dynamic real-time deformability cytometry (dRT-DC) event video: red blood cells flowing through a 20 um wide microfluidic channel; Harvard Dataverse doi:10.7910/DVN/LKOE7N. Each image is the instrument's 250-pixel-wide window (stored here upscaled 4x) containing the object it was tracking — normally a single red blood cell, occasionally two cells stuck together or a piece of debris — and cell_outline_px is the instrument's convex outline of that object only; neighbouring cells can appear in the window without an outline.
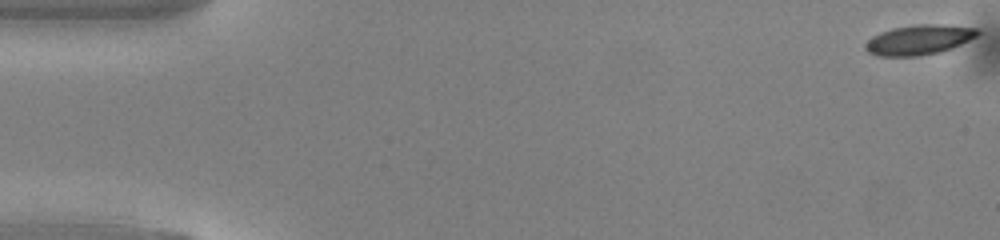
{"species": "common noctule bat (a hibernating species)", "species_latin": "Nyctalus noctula", "temperature_condition": "warm", "stored_images_in_passage": 43, "camera_frame_rate_fps": 3000, "um_per_image_px": 0.085, "animal": {"sex": "male", "body_mass_g": 13.0, "forearm_length_mm": 53.1}, "frame": {"image": 1, "passage_image": 1, "time_ms": 0.0, "image_size_px": [1000, 240], "cell_outline_px": [[980, 32], [976, 36], [952, 48], [940, 52], [920, 56], [876, 56], [868, 52], [864, 48], [864, 44], [872, 36], [880, 32], [892, 28], [916, 24], [944, 24], [980, 28]], "centroid_in_image_um": [78.1, 3.37], "position_along_channel_um": 6.9, "area_um2": 19.77}}
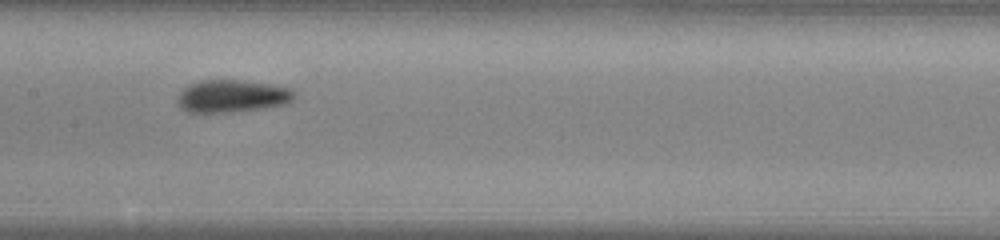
{"frame": {"image": 2, "passage_image": 25, "time_ms": 8.0, "image_size_px": [1000, 240], "cell_outline_px": [[296, 96], [292, 100], [284, 104], [264, 108], [232, 112], [188, 112], [180, 108], [176, 104], [176, 96], [188, 84], [200, 80], [240, 80], [272, 84], [292, 88], [296, 92]], "centroid_in_image_um": [19.71, 8.16], "position_along_channel_um": 187.7, "area_um2": 22.48}}
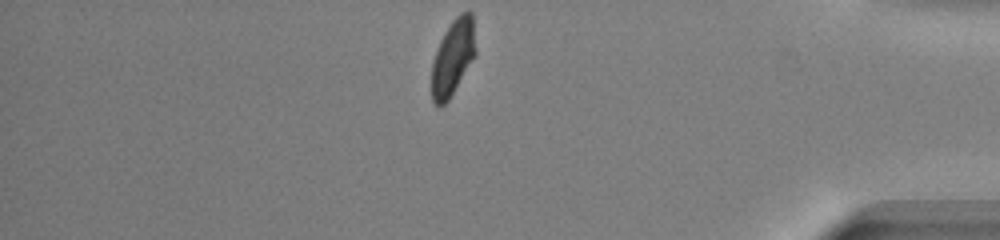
{"frame": {"image": 3, "passage_image": 43, "time_ms": 14.0, "image_size_px": [1000, 240], "cell_outline_px": [[476, 52], [472, 60], [448, 100], [440, 108], [432, 104], [432, 60], [440, 40], [444, 32], [452, 20], [460, 12], [472, 12]], "centroid_in_image_um": [38.47, 4.87], "position_along_channel_um": 396.7, "area_um2": 19.31}, "authors_computed_cell_mechanics": {"area_um2": 20.6346, "velocity_mm_per_s": 4.1041, "shape_relaxation_time_tau1_ms": 3.0941, "shape_relaxation_time_tau2_ms": 3.2395, "deformation_change_tau1": 0.1361, "deformation_change_tau2": 0.0845}}